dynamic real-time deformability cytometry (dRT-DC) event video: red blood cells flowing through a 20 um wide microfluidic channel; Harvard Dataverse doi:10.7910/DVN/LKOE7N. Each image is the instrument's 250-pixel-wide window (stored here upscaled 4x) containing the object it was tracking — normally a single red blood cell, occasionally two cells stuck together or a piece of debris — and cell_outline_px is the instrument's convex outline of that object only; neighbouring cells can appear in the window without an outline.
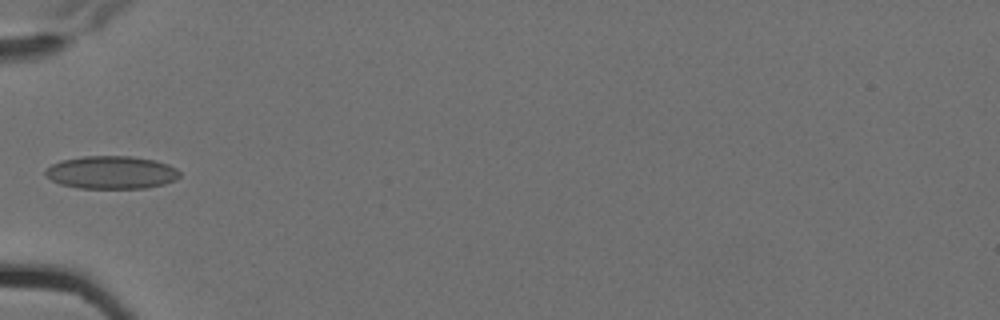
{"species": "Egyptian fruit bat (a non-hibernating species)", "species_latin": "Rousettus aegyptiacus", "temperature_condition": "cold", "stored_images_in_passage": 6, "camera_frame_rate_fps": 3000, "um_per_image_px": 0.085, "animal": {"sex": "female"}, "frame": {"image": 1, "passage_image": 6, "time_ms": 1.667, "image_size_px": [1000, 320], "cell_outline_px": [[180, 176], [176, 180], [164, 184], [144, 188], [80, 188], [60, 184], [44, 176], [44, 168], [60, 160], [84, 156], [132, 156], [152, 160], [168, 164], [176, 168], [180, 172]], "centroid_in_image_um": [9.43, 14.65], "position_along_channel_um": 75.6, "area_um2": 25.89}}